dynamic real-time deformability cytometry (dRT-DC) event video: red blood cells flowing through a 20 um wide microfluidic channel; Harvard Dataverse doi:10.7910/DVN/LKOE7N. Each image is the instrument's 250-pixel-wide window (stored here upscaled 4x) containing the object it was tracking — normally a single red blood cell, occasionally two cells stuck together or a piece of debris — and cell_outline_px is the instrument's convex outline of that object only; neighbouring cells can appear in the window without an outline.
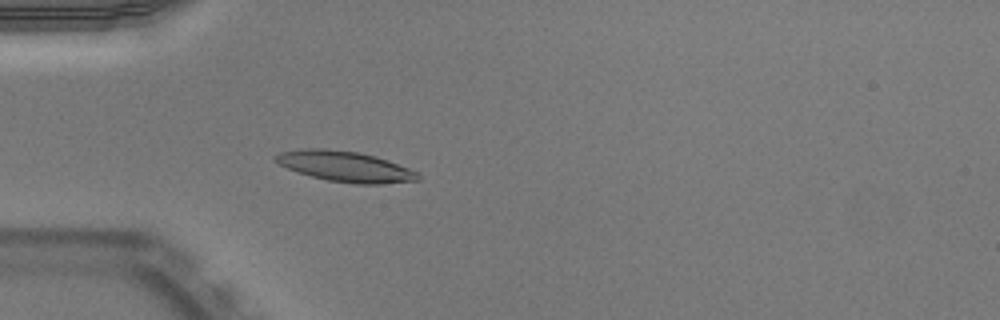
{"species": "Egyptian fruit bat (a non-hibernating species)", "species_latin": "Rousettus aegyptiacus", "temperature_condition": "warm", "stored_images_in_passage": 37, "camera_frame_rate_fps": 3000, "um_per_image_px": 0.085, "animal": {"sex": "male"}, "frame": {"image": 1, "passage_image": 6, "time_ms": 1.667, "image_size_px": [1000, 320], "cell_outline_px": [[420, 180], [384, 184], [356, 184], [328, 180], [296, 172], [280, 164], [276, 160], [276, 156], [280, 152], [300, 148], [324, 148], [356, 152], [376, 156], [388, 160], [420, 172]], "centroid_in_image_um": [29.4, 14.15], "position_along_channel_um": 55.6, "area_um2": 25.37}}
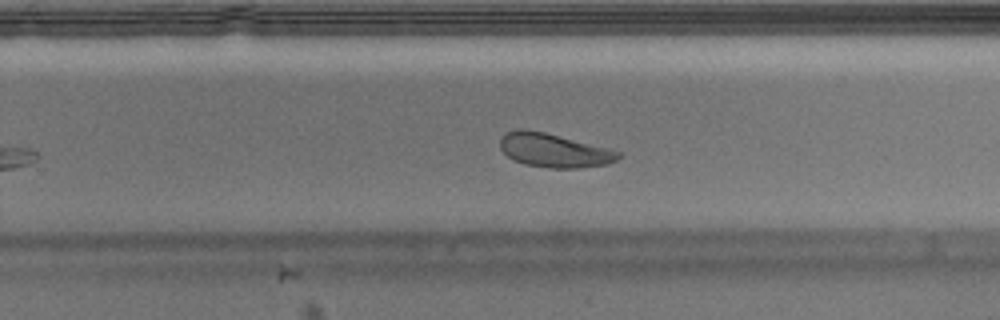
{"frame": {"image": 2, "passage_image": 24, "time_ms": 7.667, "image_size_px": [1000, 320], "cell_outline_px": [[620, 156], [616, 160], [608, 164], [580, 168], [552, 168], [524, 164], [508, 156], [500, 148], [500, 136], [508, 132], [520, 128], [544, 132], [608, 148], [620, 152]], "centroid_in_image_um": [47.08, 12.78], "position_along_channel_um": 282.7, "area_um2": 23.06}}
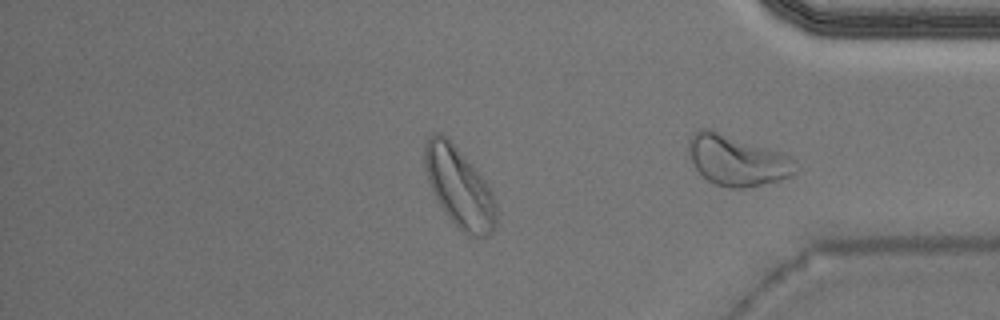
{"frame": {"image": 3, "passage_image": 31, "time_ms": 10.0, "image_size_px": [1000, 320], "cell_outline_px": [[496, 228], [488, 236], [468, 236], [444, 212], [432, 192], [428, 180], [424, 164], [424, 144], [428, 136], [436, 132], [440, 132], [464, 156], [488, 184], [496, 200]], "centroid_in_image_um": [39.04, 15.94], "position_along_channel_um": 396.2, "area_um2": 33.06}, "authors_computed_cell_mechanics": {"area_um2": 23.5246, "velocity_mm_per_s": 3.9, "shape_relaxation_time_tau1_ms": 2.3395, "shape_relaxation_time_tau2_ms": 9.6995, "deformation_change_tau1": 0.1147, "deformation_change_tau2": 0.1496}}